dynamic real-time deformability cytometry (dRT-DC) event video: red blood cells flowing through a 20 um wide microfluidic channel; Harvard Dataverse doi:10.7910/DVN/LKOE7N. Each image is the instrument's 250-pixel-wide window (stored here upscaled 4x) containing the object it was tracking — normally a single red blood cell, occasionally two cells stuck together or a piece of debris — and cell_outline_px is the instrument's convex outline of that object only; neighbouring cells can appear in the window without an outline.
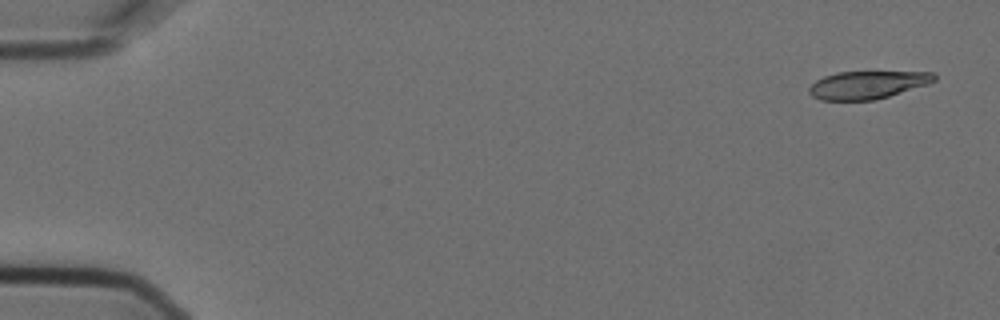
{"species": "Egyptian fruit bat (a non-hibernating species)", "species_latin": "Rousettus aegyptiacus", "temperature_condition": "cold", "stored_images_in_passage": 4, "camera_frame_rate_fps": 3000, "um_per_image_px": 0.085, "animal": {"sex": "female"}, "frame": {"image": 1, "passage_image": 1, "time_ms": 0.0, "image_size_px": [1000, 320], "cell_outline_px": [[936, 80], [928, 84], [876, 100], [820, 100], [812, 96], [808, 92], [808, 88], [816, 80], [824, 76], [836, 72], [932, 72], [936, 76]], "centroid_in_image_um": [73.71, 7.22], "position_along_channel_um": 11.3, "area_um2": 20.29}}
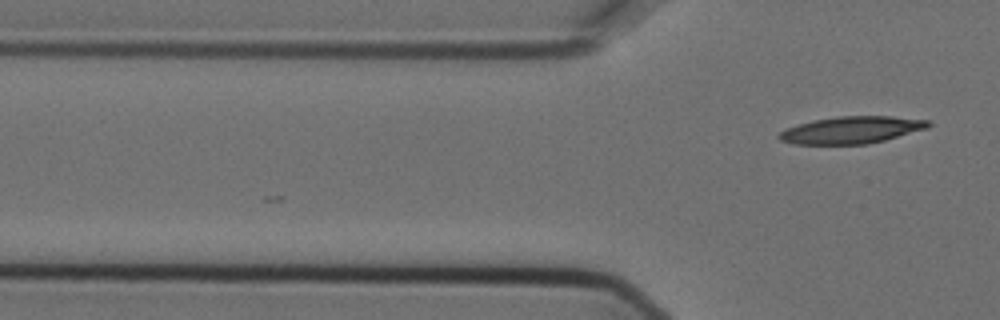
{"frame": {"image": 2, "passage_image": 4, "time_ms": 1.0, "image_size_px": [1000, 320], "cell_outline_px": [[932, 124], [928, 128], [884, 140], [868, 144], [792, 144], [780, 140], [776, 136], [784, 128], [812, 120], [836, 116], [892, 116], [932, 120]], "centroid_in_image_um": [72.37, 11.04], "position_along_channel_um": 53.4, "area_um2": 23.81}}